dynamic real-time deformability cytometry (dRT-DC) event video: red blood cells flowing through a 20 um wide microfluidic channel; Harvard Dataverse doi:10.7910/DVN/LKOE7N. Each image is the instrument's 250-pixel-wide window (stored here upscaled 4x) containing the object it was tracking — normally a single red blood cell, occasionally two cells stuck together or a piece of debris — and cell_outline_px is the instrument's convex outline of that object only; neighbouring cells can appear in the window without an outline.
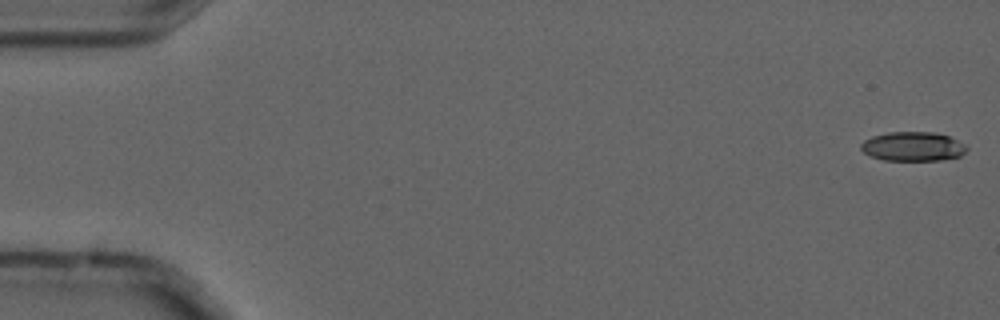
{"species": "common noctule bat (a hibernating species)", "species_latin": "Nyctalus noctula", "temperature_condition": "cold", "stored_images_in_passage": 5, "segment_of_instrument_passage": [2, 2], "camera_frame_rate_fps": 3000, "um_per_image_px": 0.085, "animal": {"sex": "male", "forearm_length_mm": 52.5}, "frame": {"image": 1, "passage_image": 5, "time_ms": 1.333, "image_size_px": [1000, 320], "cell_outline_px": [[968, 148], [960, 156], [940, 160], [884, 160], [872, 156], [864, 152], [860, 148], [860, 144], [864, 140], [872, 136], [888, 132], [932, 132], [948, 136], [964, 144]], "centroid_in_image_um": [77.57, 12.44], "position_along_channel_um": 7.4, "area_um2": 17.86}}